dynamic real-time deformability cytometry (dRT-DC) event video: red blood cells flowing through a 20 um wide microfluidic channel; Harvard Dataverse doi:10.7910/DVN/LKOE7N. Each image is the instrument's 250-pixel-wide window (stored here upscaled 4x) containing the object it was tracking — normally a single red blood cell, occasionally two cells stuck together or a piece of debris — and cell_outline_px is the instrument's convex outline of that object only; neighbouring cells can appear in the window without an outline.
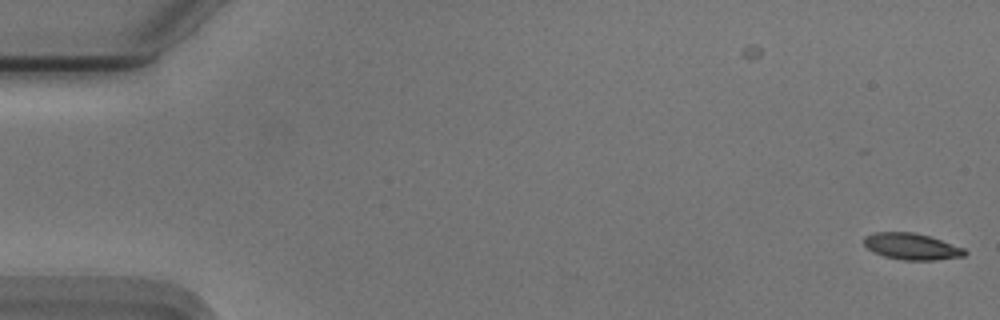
{"species": "Egyptian fruit bat (a non-hibernating species)", "species_latin": "Rousettus aegyptiacus", "temperature_condition": "cold", "stored_images_in_passage": 5, "camera_frame_rate_fps": 3000, "um_per_image_px": 0.085, "animal": {"sex": "male"}, "frame": {"image": 1, "passage_image": 5, "time_ms": 1.333, "image_size_px": [1000, 320], "cell_outline_px": [[968, 252], [964, 256], [936, 260], [904, 260], [884, 256], [872, 252], [864, 244], [864, 236], [876, 232], [912, 232], [928, 236], [964, 248]], "centroid_in_image_um": [77.47, 20.95], "position_along_channel_um": 7.5, "area_um2": 15.43}}